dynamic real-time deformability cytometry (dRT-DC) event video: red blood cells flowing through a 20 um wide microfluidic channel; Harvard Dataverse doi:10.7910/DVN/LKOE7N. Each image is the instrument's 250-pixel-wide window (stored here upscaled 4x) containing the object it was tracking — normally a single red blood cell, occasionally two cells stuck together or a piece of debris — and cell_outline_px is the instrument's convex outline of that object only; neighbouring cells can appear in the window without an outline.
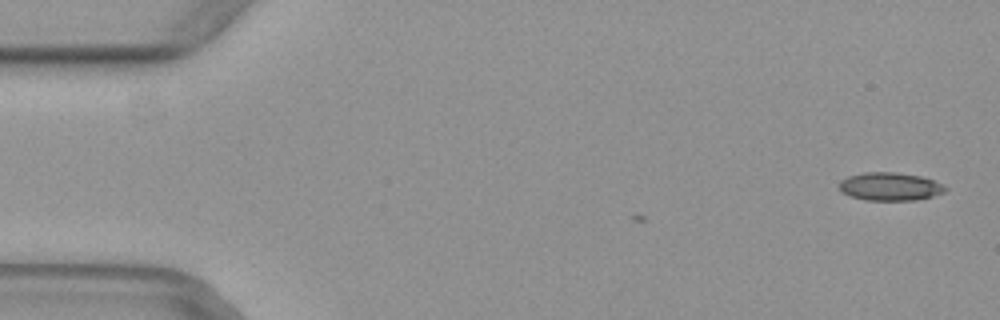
{"species": "common noctule bat (a hibernating species)", "species_latin": "Nyctalus noctula", "temperature_condition": "warm", "stored_images_in_passage": 5, "camera_frame_rate_fps": 3000, "um_per_image_px": 0.085, "animal": {"sex": "female", "body_mass_g": 29.2, "forearm_length_mm": 56.3}, "frame": {"image": 1, "passage_image": 2, "time_ms": 0.333, "image_size_px": [1000, 320], "cell_outline_px": [[948, 188], [944, 192], [932, 196], [916, 200], [864, 200], [852, 196], [844, 192], [840, 188], [840, 180], [848, 176], [864, 172], [896, 172], [920, 176], [932, 180]], "centroid_in_image_um": [75.65, 15.85], "position_along_channel_um": 9.4, "area_um2": 17.17}}